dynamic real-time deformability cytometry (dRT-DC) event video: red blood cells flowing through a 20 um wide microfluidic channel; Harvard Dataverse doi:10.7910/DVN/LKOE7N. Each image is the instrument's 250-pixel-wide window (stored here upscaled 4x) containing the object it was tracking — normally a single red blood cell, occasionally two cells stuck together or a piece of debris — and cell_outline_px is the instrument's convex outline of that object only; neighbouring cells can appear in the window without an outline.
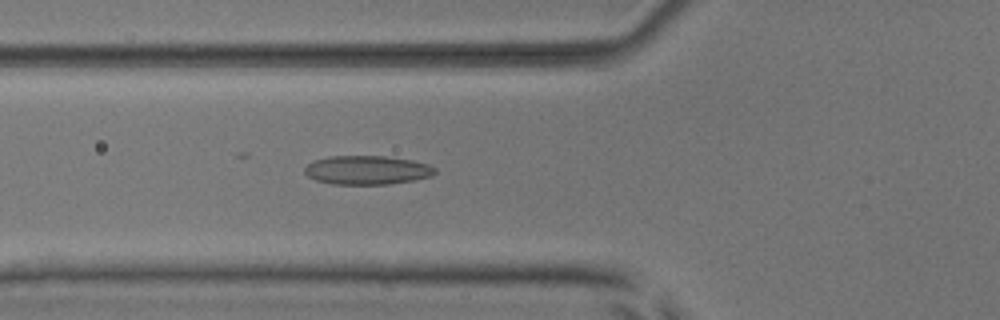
{"species": "common noctule bat (a hibernating species)", "species_latin": "Nyctalus noctula", "temperature_condition": "room temperature", "stored_images_in_passage": 40, "camera_frame_rate_fps": 3000, "um_per_image_px": 0.085, "animal": {"sex": "male", "body_mass_g": 17.9, "forearm_length_mm": 54.2}, "frame": {"image": 1, "passage_image": 8, "time_ms": 2.333, "image_size_px": [1000, 320], "cell_outline_px": [[436, 172], [432, 176], [416, 180], [388, 184], [332, 184], [316, 180], [308, 176], [304, 172], [304, 168], [312, 160], [328, 156], [384, 156], [412, 160], [428, 164], [436, 168]], "centroid_in_image_um": [31.2, 14.45], "position_along_channel_um": 94.6, "area_um2": 22.08}}
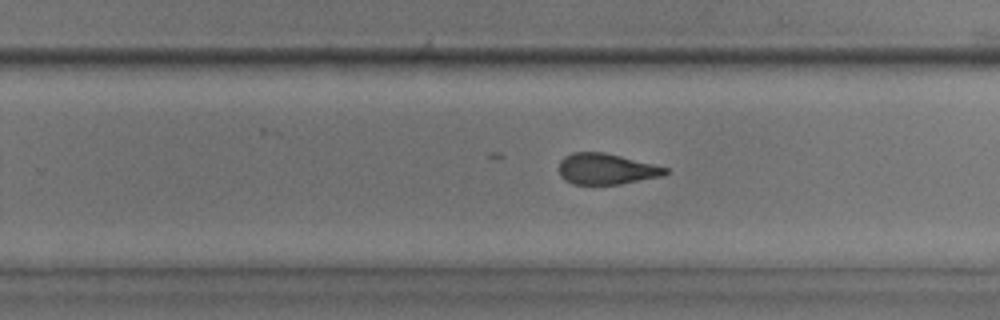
{"frame": {"image": 2, "passage_image": 22, "time_ms": 7.0, "image_size_px": [1000, 320], "cell_outline_px": [[668, 172], [660, 176], [620, 184], [572, 184], [564, 180], [560, 176], [560, 160], [564, 156], [572, 152], [604, 152], [668, 168]], "centroid_in_image_um": [51.48, 14.36], "position_along_channel_um": 278.3, "area_um2": 18.96}}
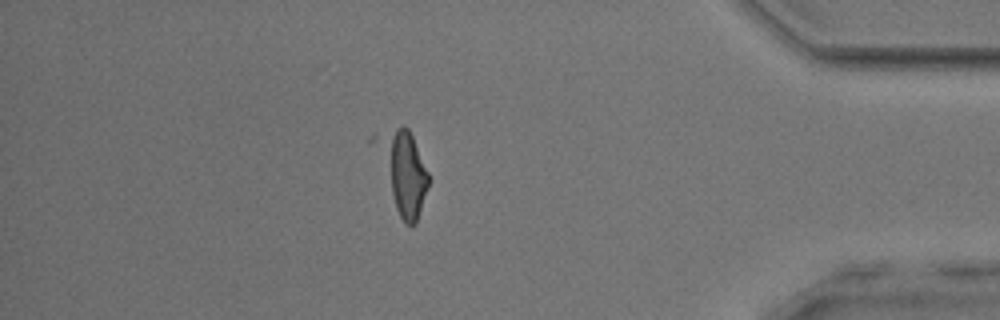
{"frame": {"image": 3, "passage_image": 34, "time_ms": 11.0, "image_size_px": [1000, 320], "cell_outline_px": [[428, 184], [416, 224], [404, 224], [396, 208], [368, 144], [368, 140], [372, 132], [404, 124], [408, 128], [412, 136], [428, 172]], "centroid_in_image_um": [34.08, 14.42], "position_along_channel_um": 401.1, "area_um2": 26.41}, "authors_computed_cell_mechanics": {"area_um2": 21.097, "velocity_mm_per_s": 3.9417, "shape_relaxation_time_tau1_ms": null, "shape_relaxation_time_tau2_ms": 2.3263, "deformation_change_tau1": null, "deformation_change_tau2": 0.1066}}